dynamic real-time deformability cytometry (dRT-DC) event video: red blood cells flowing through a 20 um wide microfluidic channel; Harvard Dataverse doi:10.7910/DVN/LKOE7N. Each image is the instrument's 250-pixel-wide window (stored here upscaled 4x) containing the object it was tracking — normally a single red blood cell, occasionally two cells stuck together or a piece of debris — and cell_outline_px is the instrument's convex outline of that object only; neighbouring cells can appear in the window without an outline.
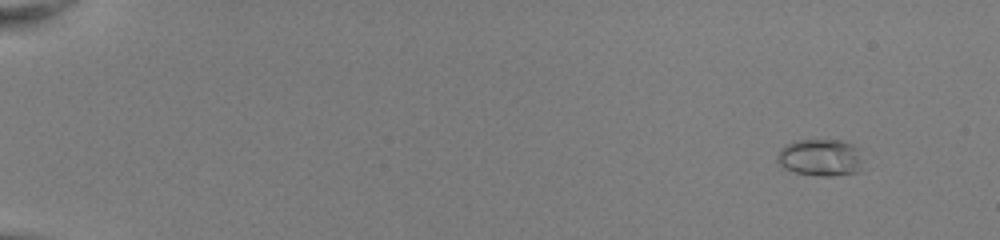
{"species": "common noctule bat (a hibernating species)", "species_latin": "Nyctalus noctula", "temperature_condition": "room temperature", "stored_images_in_passage": 49, "camera_frame_rate_fps": 3000, "um_per_image_px": 0.085, "animal": {"sex": "female", "body_mass_g": 22.0, "forearm_length_mm": 56.7}, "frame": {"image": 1, "passage_image": 1, "time_ms": 0.0, "image_size_px": [1000, 240], "cell_outline_px": [[860, 172], [832, 176], [816, 176], [796, 172], [784, 168], [776, 160], [776, 156], [780, 148], [784, 144], [796, 140], [840, 140], [852, 144], [860, 148]], "centroid_in_image_um": [69.71, 13.39], "position_along_channel_um": 15.3, "area_um2": 18.73}}
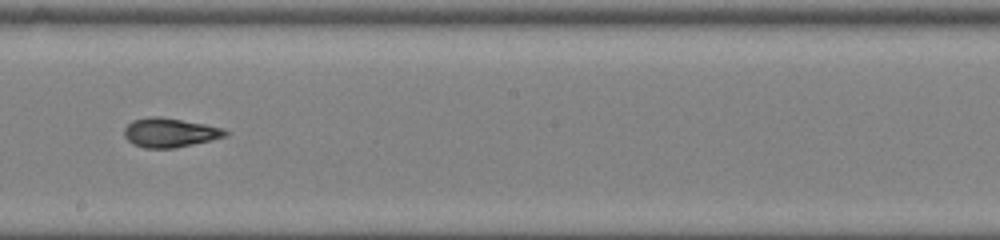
{"frame": {"image": 2, "passage_image": 29, "time_ms": 9.333, "image_size_px": [1000, 240], "cell_outline_px": [[228, 136], [212, 140], [176, 148], [144, 148], [132, 144], [124, 136], [124, 128], [132, 120], [152, 116], [160, 116], [204, 124], [224, 128], [228, 132]], "centroid_in_image_um": [14.44, 11.28], "position_along_channel_um": 233.8, "area_um2": 17.34}}
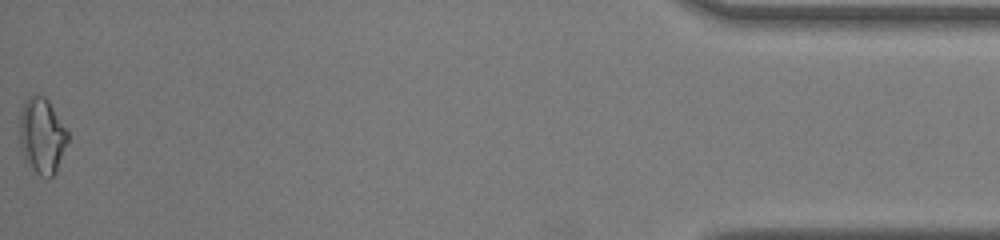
{"frame": {"image": 3, "passage_image": 49, "time_ms": 16.0, "image_size_px": [1000, 240], "cell_outline_px": [[68, 140], [56, 172], [48, 180], [40, 176], [24, 160], [20, 144], [20, 112], [24, 100], [32, 96], [44, 96], [48, 100], [68, 132]], "centroid_in_image_um": [3.56, 11.57], "position_along_channel_um": 431.6, "area_um2": 21.15}, "authors_computed_cell_mechanics": {"area_um2": 17.4556, "velocity_mm_per_s": 4.0763, "shape_relaxation_time_tau1_ms": 4.2497, "shape_relaxation_time_tau2_ms": 1.5461, "deformation_change_tau1": 0.1725, "deformation_change_tau2": 0.0748}}